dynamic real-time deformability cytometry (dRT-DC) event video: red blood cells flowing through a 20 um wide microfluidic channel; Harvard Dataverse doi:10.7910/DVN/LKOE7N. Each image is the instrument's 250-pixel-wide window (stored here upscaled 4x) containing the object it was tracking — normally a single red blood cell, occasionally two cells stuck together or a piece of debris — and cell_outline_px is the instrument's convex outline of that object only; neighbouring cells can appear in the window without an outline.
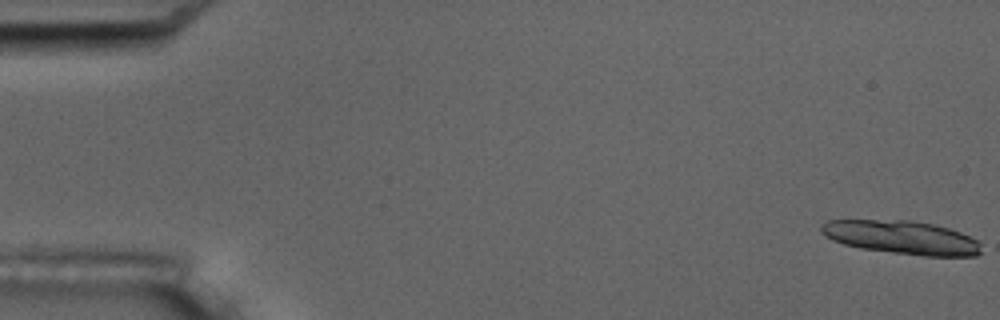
{"species": "common noctule bat (a hibernating species)", "species_latin": "Nyctalus noctula", "temperature_condition": "room temperature", "stored_images_in_passage": 4, "camera_frame_rate_fps": 3000, "um_per_image_px": 0.085, "animal": {"sex": "male", "body_mass_g": 17.5, "forearm_length_mm": 52.3}, "frame": {"image": 1, "passage_image": 1, "time_ms": 0.0, "image_size_px": [1000, 320], "cell_outline_px": [[980, 252], [976, 256], [924, 256], [860, 248], [844, 244], [832, 240], [824, 236], [820, 232], [820, 224], [828, 220], [908, 220], [932, 224], [948, 228], [960, 232], [976, 240], [980, 244]], "centroid_in_image_um": [76.6, 20.18], "position_along_channel_um": 8.4, "area_um2": 31.15}}